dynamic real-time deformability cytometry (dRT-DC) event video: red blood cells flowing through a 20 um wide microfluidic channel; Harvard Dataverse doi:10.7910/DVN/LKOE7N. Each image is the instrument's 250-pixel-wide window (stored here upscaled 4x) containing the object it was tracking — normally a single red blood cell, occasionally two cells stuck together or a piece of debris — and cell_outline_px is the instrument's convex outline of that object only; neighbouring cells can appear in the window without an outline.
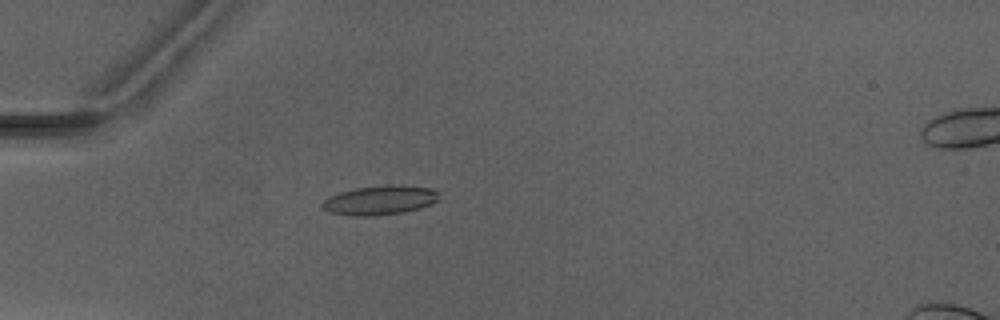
{"species": "Egyptian fruit bat (a non-hibernating species)", "species_latin": "Rousettus aegyptiacus", "temperature_condition": "warm", "stored_images_in_passage": 4, "camera_frame_rate_fps": 3000, "um_per_image_px": 0.085, "animal": {"sex": "male"}, "frame": {"image": 1, "passage_image": 4, "time_ms": 3.667, "image_size_px": [1000, 320], "cell_outline_px": [[440, 200], [432, 204], [420, 208], [404, 212], [372, 216], [352, 216], [328, 212], [320, 204], [328, 196], [340, 192], [356, 188], [388, 184], [400, 184], [432, 188], [440, 192]], "centroid_in_image_um": [32.34, 17.0], "position_along_channel_um": 52.7, "area_um2": 20.35}}